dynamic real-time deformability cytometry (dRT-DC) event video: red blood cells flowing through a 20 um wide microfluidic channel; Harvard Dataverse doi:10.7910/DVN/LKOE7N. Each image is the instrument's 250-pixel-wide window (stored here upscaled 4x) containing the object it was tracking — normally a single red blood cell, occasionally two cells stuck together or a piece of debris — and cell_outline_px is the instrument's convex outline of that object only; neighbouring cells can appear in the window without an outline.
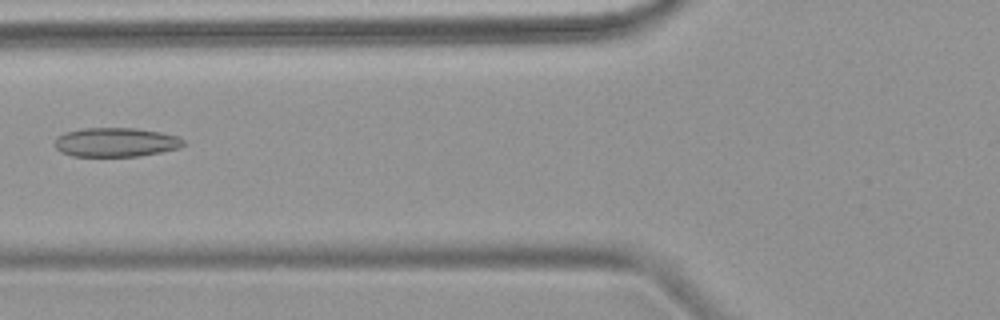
{"species": "common noctule bat (a hibernating species)", "species_latin": "Nyctalus noctula", "temperature_condition": "warm", "stored_images_in_passage": 2, "camera_frame_rate_fps": 3000, "um_per_image_px": 0.085, "animal": {"sex": "female", "body_mass_g": 18.4}, "frame": {"image": 1, "passage_image": 2, "time_ms": 1.0, "image_size_px": [1000, 320], "cell_outline_px": [[188, 144], [180, 148], [160, 152], [136, 156], [72, 156], [60, 152], [52, 144], [56, 136], [64, 132], [84, 128], [136, 128], [160, 132], [180, 136]], "centroid_in_image_um": [9.84, 12.08], "position_along_channel_um": 116.0, "area_um2": 22.2}}